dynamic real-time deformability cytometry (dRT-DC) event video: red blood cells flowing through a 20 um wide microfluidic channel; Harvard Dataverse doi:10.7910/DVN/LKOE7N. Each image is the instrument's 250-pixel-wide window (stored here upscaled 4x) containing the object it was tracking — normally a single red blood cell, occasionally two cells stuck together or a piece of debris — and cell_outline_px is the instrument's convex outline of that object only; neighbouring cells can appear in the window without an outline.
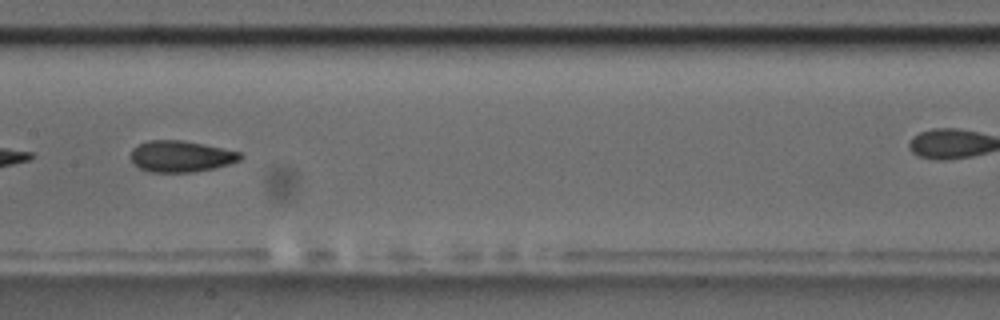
{"species": "common noctule bat (a hibernating species)", "species_latin": "Nyctalus noctula", "temperature_condition": "room temperature", "stored_images_in_passage": 11, "camera_frame_rate_fps": 3000, "um_per_image_px": 0.085, "animal": {"sex": "male", "body_mass_g": 17.5, "forearm_length_mm": 52.3}, "frame": {"image": 1, "passage_image": 8, "time_ms": 8.333, "image_size_px": [1000, 320], "cell_outline_px": [[244, 156], [240, 160], [216, 168], [192, 172], [148, 172], [132, 164], [128, 156], [132, 148], [148, 140], [184, 140], [204, 144], [240, 152]], "centroid_in_image_um": [15.33, 13.29], "position_along_channel_um": 192.1, "area_um2": 20.29}}